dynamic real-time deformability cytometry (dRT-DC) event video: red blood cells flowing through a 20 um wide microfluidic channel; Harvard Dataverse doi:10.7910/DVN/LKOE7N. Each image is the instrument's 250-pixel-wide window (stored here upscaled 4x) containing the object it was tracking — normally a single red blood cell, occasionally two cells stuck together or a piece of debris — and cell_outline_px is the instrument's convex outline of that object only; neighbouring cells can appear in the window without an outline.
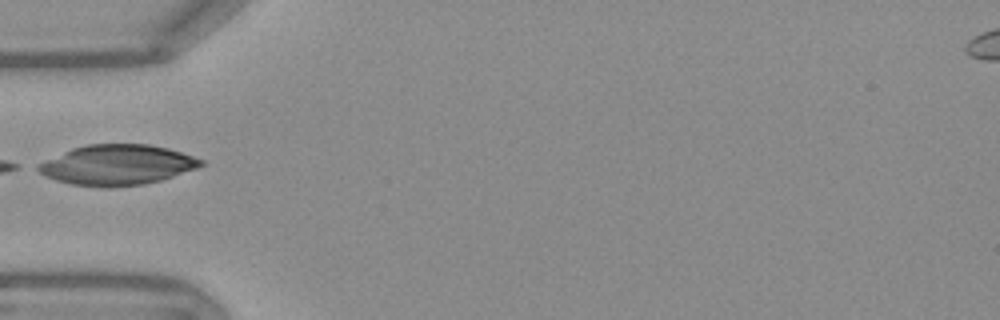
{"species": "Egyptian fruit bat (a non-hibernating species)", "species_latin": "Rousettus aegyptiacus", "temperature_condition": "warm", "stored_images_in_passage": 24, "camera_frame_rate_fps": 3000, "um_per_image_px": 0.085, "frame": {"image": 1, "passage_image": 1, "time_ms": 0.0, "image_size_px": [1000, 320], "cell_outline_px": [[204, 164], [196, 168], [160, 180], [144, 184], [112, 188], [104, 188], [68, 184], [44, 176], [32, 168], [36, 164], [72, 148], [88, 144], [148, 144], [168, 148], [204, 160]], "centroid_in_image_um": [9.88, 14.03], "position_along_channel_um": 75.1, "area_um2": 38.44}}